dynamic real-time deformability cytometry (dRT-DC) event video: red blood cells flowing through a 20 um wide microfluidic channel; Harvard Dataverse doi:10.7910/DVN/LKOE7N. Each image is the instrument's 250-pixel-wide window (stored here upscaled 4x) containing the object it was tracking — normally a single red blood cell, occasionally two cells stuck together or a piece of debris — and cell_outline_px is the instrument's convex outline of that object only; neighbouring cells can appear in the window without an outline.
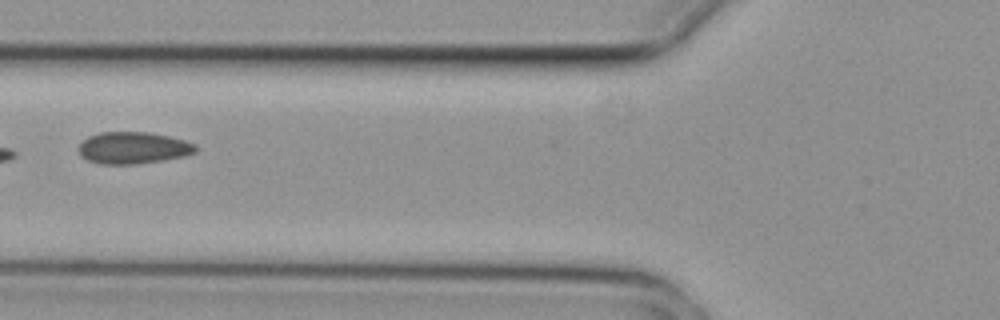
{"species": "common noctule bat (a hibernating species)", "species_latin": "Nyctalus noctula", "temperature_condition": "cold", "stored_images_in_passage": 7, "camera_frame_rate_fps": 3000, "um_per_image_px": 0.085, "animal": {"sex": "female", "body_mass_g": 29.2, "forearm_length_mm": 56.3}, "frame": {"image": 1, "passage_image": 7, "time_ms": 2.0, "image_size_px": [1000, 320], "cell_outline_px": [[196, 152], [184, 156], [164, 160], [136, 164], [100, 164], [88, 160], [80, 156], [76, 148], [88, 136], [100, 132], [148, 132], [168, 136], [184, 140], [196, 144]], "centroid_in_image_um": [11.29, 12.57], "position_along_channel_um": 114.5, "area_um2": 21.85}}